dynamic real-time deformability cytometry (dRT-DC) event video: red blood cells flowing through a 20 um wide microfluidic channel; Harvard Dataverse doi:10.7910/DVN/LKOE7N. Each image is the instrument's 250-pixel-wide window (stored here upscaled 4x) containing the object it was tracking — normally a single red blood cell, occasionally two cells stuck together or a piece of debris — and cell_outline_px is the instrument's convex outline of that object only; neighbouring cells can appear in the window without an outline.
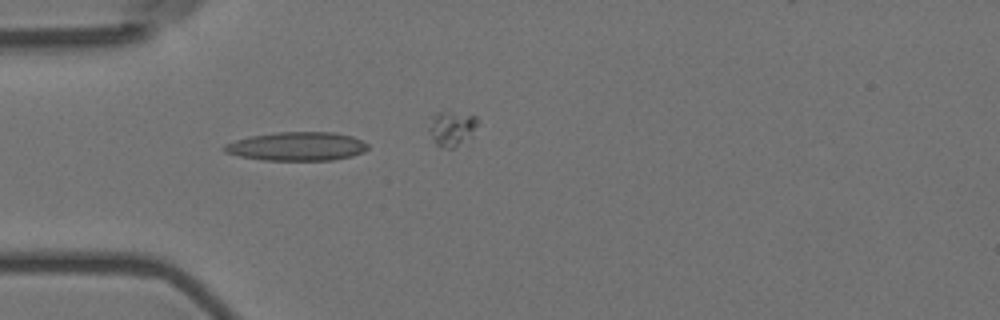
{"species": "Egyptian fruit bat (a non-hibernating species)", "species_latin": "Rousettus aegyptiacus", "temperature_condition": "room temperature", "stored_images_in_passage": 41, "camera_frame_rate_fps": 3000, "um_per_image_px": 0.085, "animal": {"sex": "female"}, "frame": {"image": 1, "passage_image": 16, "time_ms": 5.0, "image_size_px": [1000, 320], "cell_outline_px": [[368, 148], [364, 152], [352, 156], [332, 160], [264, 160], [240, 156], [224, 152], [224, 144], [236, 140], [252, 136], [276, 132], [332, 132], [352, 136], [368, 144]], "centroid_in_image_um": [25.25, 12.44], "position_along_channel_um": 59.7, "area_um2": 23.87}}
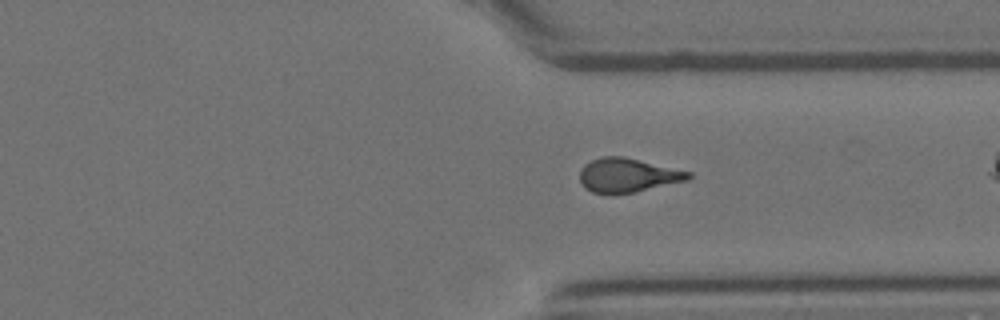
{"frame": {"image": 2, "passage_image": 40, "time_ms": 13.0, "image_size_px": [1000, 320], "cell_outline_px": [[692, 176], [688, 180], [636, 192], [612, 196], [592, 192], [584, 188], [580, 180], [580, 172], [584, 164], [592, 160], [604, 156], [624, 156], [692, 172]], "centroid_in_image_um": [53.35, 14.92], "position_along_channel_um": 358.1, "area_um2": 21.96}}